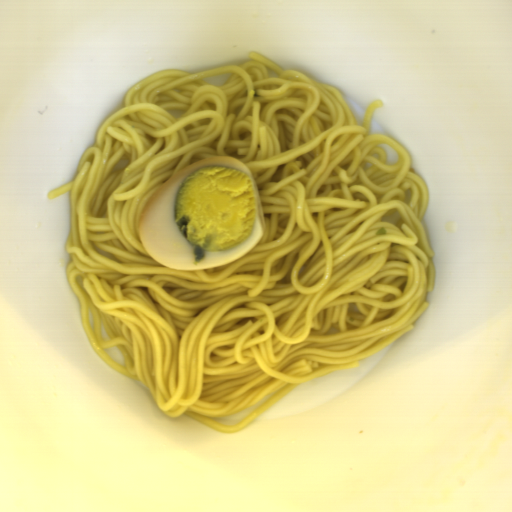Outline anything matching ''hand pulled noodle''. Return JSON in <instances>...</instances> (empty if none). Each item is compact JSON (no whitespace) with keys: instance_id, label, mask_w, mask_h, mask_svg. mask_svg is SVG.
I'll return each instance as SVG.
<instances>
[{"instance_id":"14784b9a","label":"hand pulled noodle","mask_w":512,"mask_h":512,"mask_svg":"<svg viewBox=\"0 0 512 512\" xmlns=\"http://www.w3.org/2000/svg\"><path fill=\"white\" fill-rule=\"evenodd\" d=\"M225 73L219 87L204 80ZM382 106L358 124L339 90L257 52L135 84L72 180L47 191L70 194L66 279L104 363L168 418L233 434L412 330L435 283L427 183L407 148L371 132ZM217 155L250 166L263 237L222 266L167 268L137 235L141 215L176 171ZM114 347L126 365L104 351ZM272 392L234 426L213 420Z\"/></svg>"}]
</instances>
